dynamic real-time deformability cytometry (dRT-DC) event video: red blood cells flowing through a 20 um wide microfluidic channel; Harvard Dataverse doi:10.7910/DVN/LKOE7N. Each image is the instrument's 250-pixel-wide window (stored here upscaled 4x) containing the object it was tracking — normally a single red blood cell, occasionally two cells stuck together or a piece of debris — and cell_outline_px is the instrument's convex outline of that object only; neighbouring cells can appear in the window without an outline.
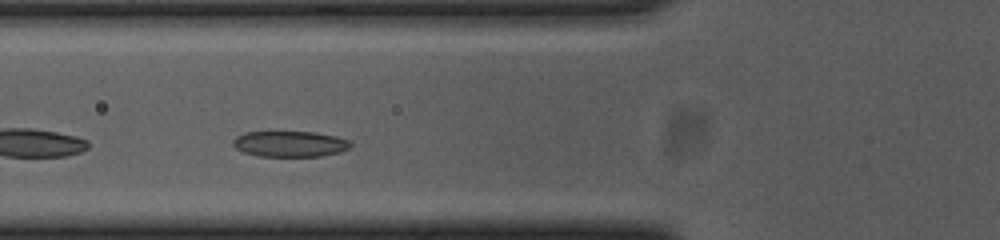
{"species": "common noctule bat (a hibernating species)", "species_latin": "Nyctalus noctula", "temperature_condition": "cold", "stored_images_in_passage": 36, "camera_frame_rate_fps": 3000, "um_per_image_px": 0.085, "animal": {"sex": "female", "body_mass_g": 23.0, "forearm_length_mm": 53.4}, "frame": {"image": 1, "passage_image": 11, "time_ms": 3.333, "image_size_px": [1000, 240], "cell_outline_px": [[352, 144], [348, 148], [340, 152], [320, 156], [260, 156], [244, 152], [236, 148], [232, 144], [232, 140], [236, 136], [244, 132], [316, 132], [336, 136], [348, 140]], "centroid_in_image_um": [24.63, 12.22], "position_along_channel_um": 101.2, "area_um2": 17.63}}
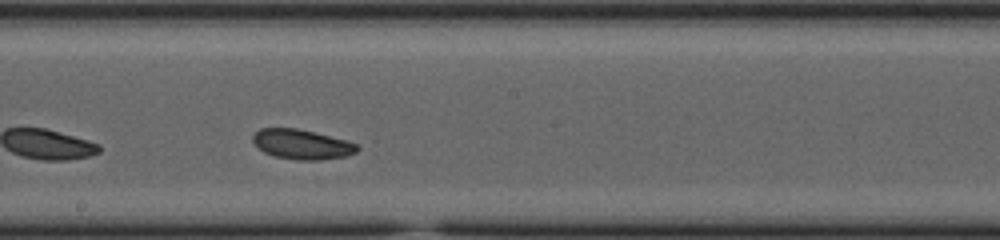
{"frame": {"image": 2, "passage_image": 21, "time_ms": 6.667, "image_size_px": [1000, 240], "cell_outline_px": [[360, 148], [356, 152], [344, 156], [316, 160], [300, 160], [276, 156], [264, 152], [252, 140], [252, 136], [260, 128], [296, 128], [348, 140], [356, 144]], "centroid_in_image_um": [25.67, 12.25], "position_along_channel_um": 222.5, "area_um2": 17.86}, "authors_computed_cell_mechanics": {"area_um2": 18.0914, "velocity_mm_per_s": 3.6428, "shape_relaxation_time_tau1_ms": 5.6565, "shape_relaxation_time_tau2_ms": 1.8268, "deformation_change_tau1": 0.1709, "deformation_change_tau2": 0.0605}}